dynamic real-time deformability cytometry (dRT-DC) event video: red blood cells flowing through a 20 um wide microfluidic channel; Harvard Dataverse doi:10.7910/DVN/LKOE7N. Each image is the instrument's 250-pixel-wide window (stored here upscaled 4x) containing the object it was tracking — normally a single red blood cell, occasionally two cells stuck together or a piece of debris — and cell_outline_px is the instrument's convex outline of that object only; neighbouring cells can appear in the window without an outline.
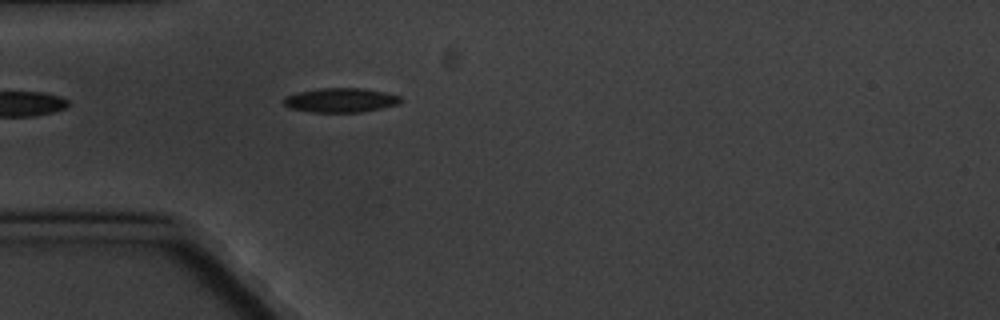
{"species": "common noctule bat (a hibernating species)", "species_latin": "Nyctalus noctula", "temperature_condition": "cold", "stored_images_in_passage": 1, "camera_frame_rate_fps": 3000, "um_per_image_px": 0.085, "animal": {"sex": "male", "body_mass_g": 20.1, "forearm_length_mm": 53.5}, "frame": {"image": 1, "passage_image": 1, "time_ms": 0.0, "image_size_px": [1000, 320], "cell_outline_px": [[404, 100], [396, 104], [380, 108], [360, 112], [308, 112], [288, 108], [280, 100], [284, 96], [300, 92], [320, 88], [360, 88], [384, 92], [400, 96]], "centroid_in_image_um": [28.89, 8.52], "position_along_channel_um": 56.1, "area_um2": 16.59}}